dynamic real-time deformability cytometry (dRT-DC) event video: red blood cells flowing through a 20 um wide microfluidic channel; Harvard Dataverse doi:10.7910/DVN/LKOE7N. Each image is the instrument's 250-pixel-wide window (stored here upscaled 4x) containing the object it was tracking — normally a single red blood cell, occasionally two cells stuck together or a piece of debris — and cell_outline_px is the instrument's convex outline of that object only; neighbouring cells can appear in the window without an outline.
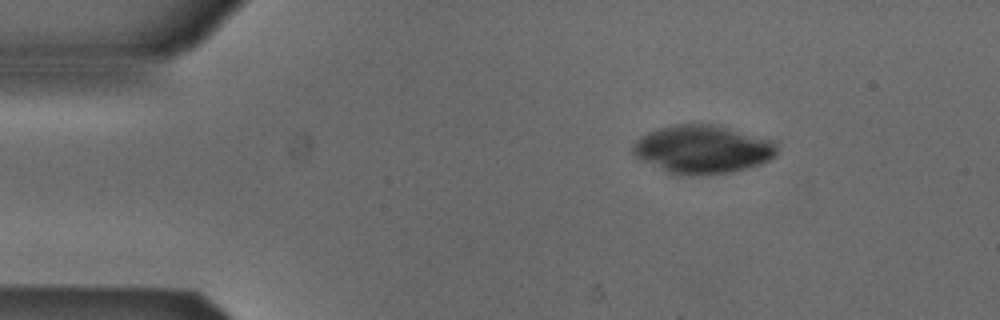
{"species": "Egyptian fruit bat (a non-hibernating species)", "species_latin": "Rousettus aegyptiacus", "temperature_condition": "cold", "stored_images_in_passage": 4, "camera_frame_rate_fps": 3000, "um_per_image_px": 0.085, "animal": {"sex": "male"}, "frame": {"image": 1, "passage_image": 1, "time_ms": 0.0, "image_size_px": [1000, 320], "cell_outline_px": [[776, 156], [760, 164], [736, 172], [704, 176], [676, 176], [640, 160], [632, 152], [632, 148], [636, 140], [640, 136], [648, 132], [672, 124], [712, 124], [772, 140], [776, 144]], "centroid_in_image_um": [59.69, 12.73], "position_along_channel_um": 25.3, "area_um2": 40.92}}